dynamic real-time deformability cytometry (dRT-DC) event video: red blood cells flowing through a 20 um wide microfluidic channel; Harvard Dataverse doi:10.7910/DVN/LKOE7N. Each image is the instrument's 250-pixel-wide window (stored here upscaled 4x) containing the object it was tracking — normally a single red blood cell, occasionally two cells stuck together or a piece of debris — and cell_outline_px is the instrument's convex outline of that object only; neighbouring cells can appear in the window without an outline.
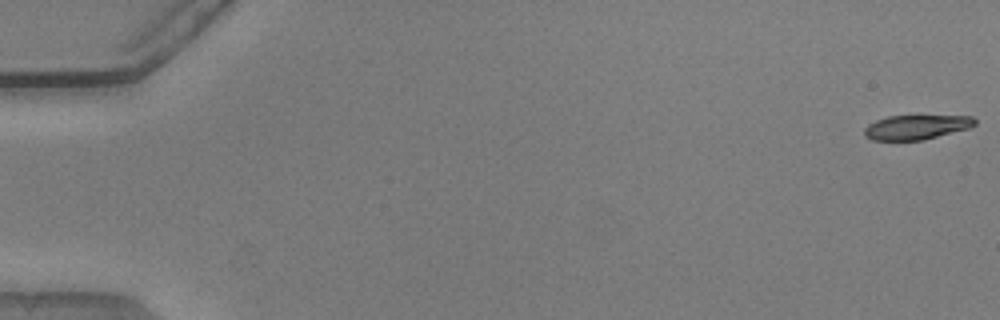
{"species": "common noctule bat (a hibernating species)", "species_latin": "Nyctalus noctula", "temperature_condition": "warm", "stored_images_in_passage": 54, "camera_frame_rate_fps": 3000, "um_per_image_px": 0.085, "animal": {"sex": "male", "body_mass_g": 20.5, "forearm_length_mm": 52.5}, "frame": {"image": 1, "passage_image": 1, "time_ms": 0.0, "image_size_px": [1000, 320], "cell_outline_px": [[976, 124], [968, 128], [924, 140], [872, 140], [864, 136], [864, 128], [868, 124], [876, 120], [888, 116], [972, 116], [976, 120]], "centroid_in_image_um": [77.86, 10.81], "position_along_channel_um": 7.1, "area_um2": 15.72}}
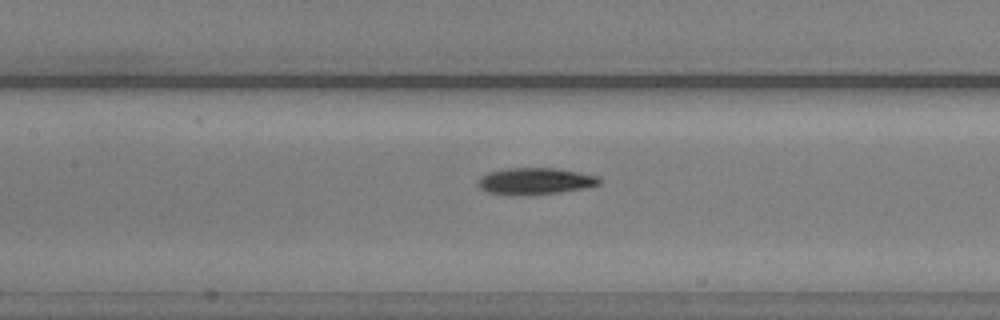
{"frame": {"image": 2, "passage_image": 26, "time_ms": 8.333, "image_size_px": [1000, 320], "cell_outline_px": [[600, 184], [584, 188], [560, 192], [520, 196], [512, 196], [484, 192], [476, 184], [476, 180], [480, 176], [488, 172], [508, 168], [552, 168], [600, 176]], "centroid_in_image_um": [45.4, 15.41], "position_along_channel_um": 162.0, "area_um2": 19.13}}
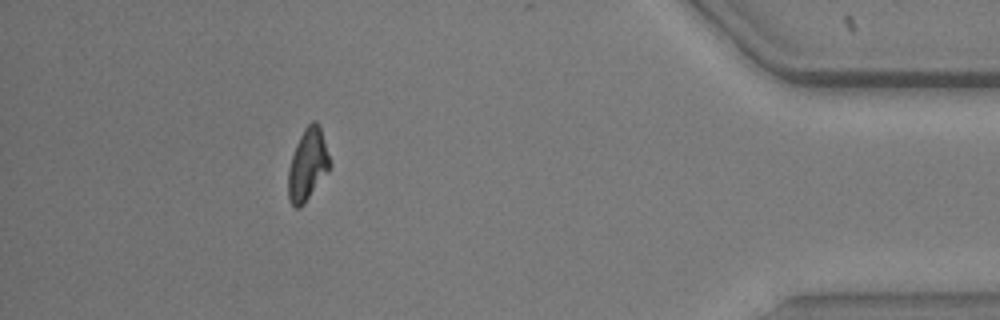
{"frame": {"image": 3, "passage_image": 49, "time_ms": 16.0, "image_size_px": [1000, 320], "cell_outline_px": [[332, 164], [328, 172], [304, 204], [300, 208], [296, 208], [288, 200], [288, 168], [296, 144], [304, 128], [312, 120], [316, 120], [320, 128]], "centroid_in_image_um": [26.15, 14.01], "position_along_channel_um": 409.1, "area_um2": 17.46}, "authors_computed_cell_mechanics": {"area_um2": 17.918, "velocity_mm_per_s": 3.8476, "shape_relaxation_time_tau1_ms": 3.2289, "shape_relaxation_time_tau2_ms": 7.2328, "deformation_change_tau1": 0.1239, "deformation_change_tau2": 0.1707}}